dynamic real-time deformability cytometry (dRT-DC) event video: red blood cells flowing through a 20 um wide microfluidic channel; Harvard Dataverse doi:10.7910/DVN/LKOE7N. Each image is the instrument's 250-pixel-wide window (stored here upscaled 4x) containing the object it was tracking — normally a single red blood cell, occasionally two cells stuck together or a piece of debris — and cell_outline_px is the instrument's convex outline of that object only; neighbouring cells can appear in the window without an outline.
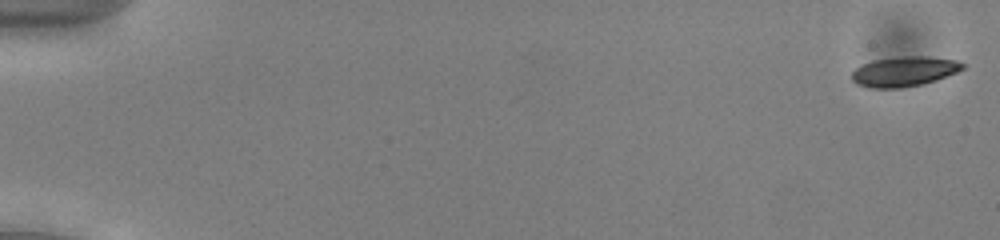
{"species": "common noctule bat (a hibernating species)", "species_latin": "Nyctalus noctula", "temperature_condition": "cold", "stored_images_in_passage": 53, "camera_frame_rate_fps": 3000, "um_per_image_px": 0.085, "animal": {"sex": "male", "body_mass_g": 13.0, "forearm_length_mm": 53.1}, "frame": {"image": 1, "passage_image": 1, "time_ms": 0.0, "image_size_px": [1000, 240], "cell_outline_px": [[968, 64], [964, 68], [956, 72], [936, 80], [920, 84], [900, 88], [872, 88], [856, 84], [852, 80], [852, 72], [856, 68], [872, 60], [900, 56], [928, 56], [956, 60]], "centroid_in_image_um": [76.87, 6.06], "position_along_channel_um": 8.1, "area_um2": 19.36}}
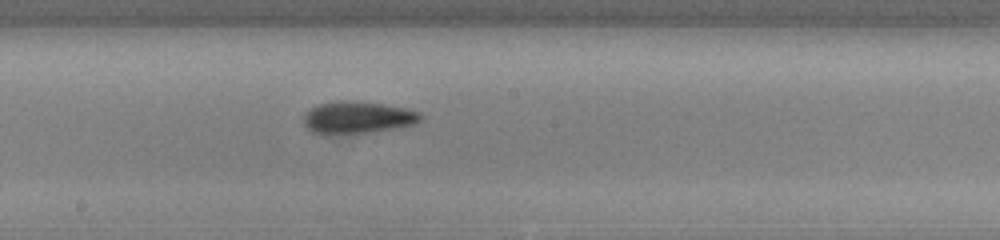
{"frame": {"image": 2, "passage_image": 30, "time_ms": 9.667, "image_size_px": [1000, 240], "cell_outline_px": [[424, 116], [416, 124], [400, 128], [368, 132], [324, 136], [312, 132], [304, 124], [304, 112], [320, 104], [336, 100], [348, 100], [380, 104], [404, 108], [420, 112]], "centroid_in_image_um": [30.38, 10.01], "position_along_channel_um": 217.8, "area_um2": 22.25}}
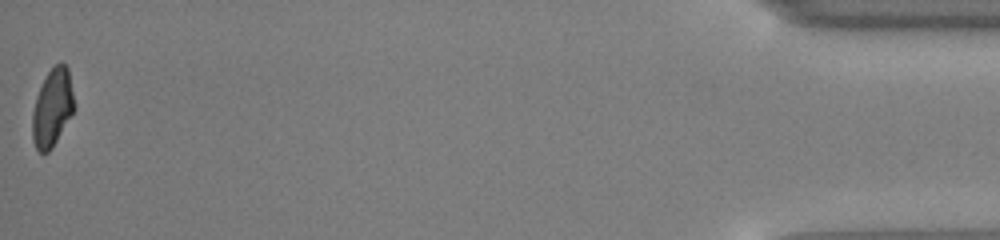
{"frame": {"image": 3, "passage_image": 53, "time_ms": 17.333, "image_size_px": [1000, 240], "cell_outline_px": [[76, 108], [52, 148], [48, 152], [40, 152], [36, 148], [32, 140], [32, 112], [36, 96], [48, 72], [56, 64], [64, 64], [68, 68]], "centroid_in_image_um": [4.46, 9.19], "position_along_channel_um": 430.7, "area_um2": 18.9}, "authors_computed_cell_mechanics": {"area_um2": 20.0566, "velocity_mm_per_s": 3.9472, "shape_relaxation_time_tau1_ms": 4.7895, "shape_relaxation_time_tau2_ms": 5.36, "deformation_change_tau1": 0.1088, "deformation_change_tau2": 0.1016}}